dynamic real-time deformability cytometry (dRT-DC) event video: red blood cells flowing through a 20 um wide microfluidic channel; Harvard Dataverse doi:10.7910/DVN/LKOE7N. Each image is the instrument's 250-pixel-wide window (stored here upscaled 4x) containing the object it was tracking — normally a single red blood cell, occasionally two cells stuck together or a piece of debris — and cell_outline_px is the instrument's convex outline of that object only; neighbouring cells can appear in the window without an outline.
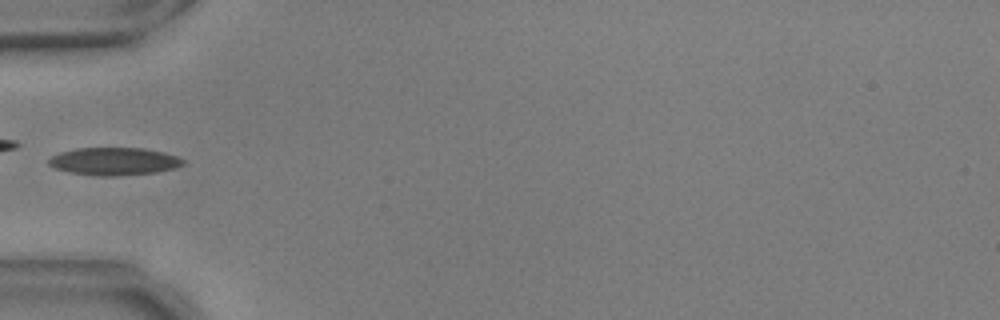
{"species": "common noctule bat (a hibernating species)", "species_latin": "Nyctalus noctula", "temperature_condition": "warm", "stored_images_in_passage": 35, "camera_frame_rate_fps": 3000, "um_per_image_px": 0.085, "animal": {"sex": "male", "body_mass_g": 17.9, "forearm_length_mm": 54.2}, "frame": {"image": 1, "passage_image": 1, "time_ms": 0.0, "image_size_px": [1000, 320], "cell_outline_px": [[184, 164], [176, 168], [156, 172], [116, 176], [100, 176], [68, 172], [56, 168], [48, 164], [48, 160], [52, 156], [60, 152], [76, 148], [144, 148], [164, 152], [176, 156], [184, 160]], "centroid_in_image_um": [9.7, 13.71], "position_along_channel_um": 75.3, "area_um2": 21.68}}